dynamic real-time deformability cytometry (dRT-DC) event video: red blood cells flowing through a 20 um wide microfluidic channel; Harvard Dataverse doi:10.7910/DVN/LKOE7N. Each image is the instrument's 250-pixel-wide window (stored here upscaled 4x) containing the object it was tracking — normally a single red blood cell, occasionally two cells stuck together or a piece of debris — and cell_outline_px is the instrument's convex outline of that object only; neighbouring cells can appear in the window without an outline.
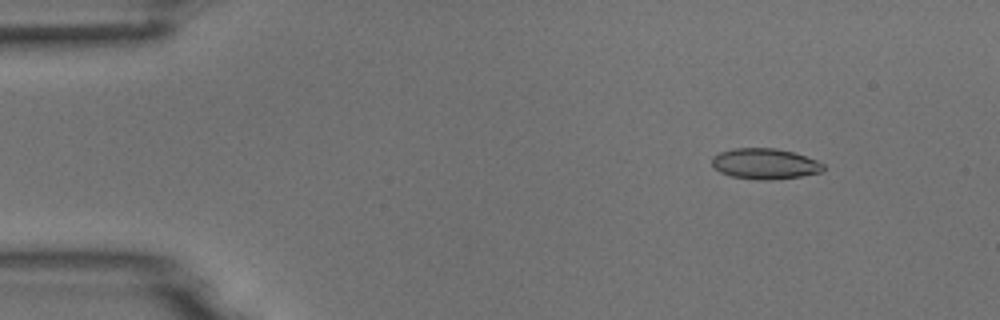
{"species": "common noctule bat (a hibernating species)", "species_latin": "Nyctalus noctula", "temperature_condition": "room temperature", "stored_images_in_passage": 6, "camera_frame_rate_fps": 3000, "um_per_image_px": 0.085, "animal": {"sex": "male", "body_mass_g": 18.8}, "frame": {"image": 1, "passage_image": 2, "time_ms": 1.0, "image_size_px": [1000, 320], "cell_outline_px": [[824, 168], [820, 172], [800, 176], [768, 180], [756, 180], [732, 176], [720, 172], [712, 164], [712, 156], [720, 152], [732, 148], [776, 148], [792, 152], [816, 160], [824, 164]], "centroid_in_image_um": [64.99, 13.91], "position_along_channel_um": 20.0, "area_um2": 19.77}}
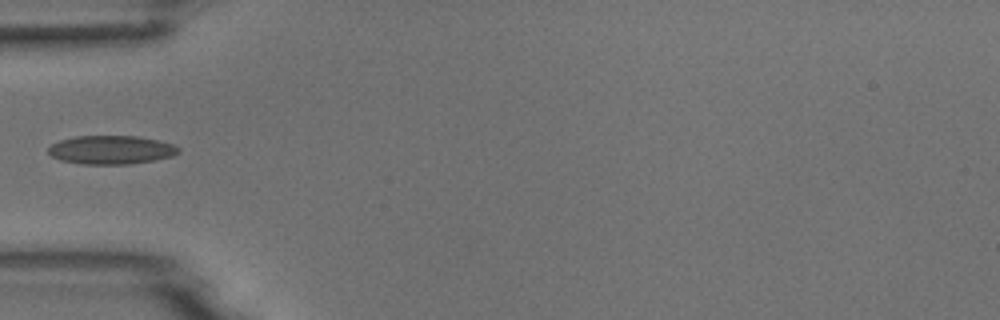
{"frame": {"image": 2, "passage_image": 5, "time_ms": 4.667, "image_size_px": [1000, 320], "cell_outline_px": [[180, 152], [172, 156], [132, 164], [80, 164], [60, 160], [52, 156], [48, 152], [48, 148], [52, 144], [60, 140], [76, 136], [136, 136], [156, 140], [172, 144], [180, 148]], "centroid_in_image_um": [9.43, 12.74], "position_along_channel_um": 75.6, "area_um2": 21.62}}